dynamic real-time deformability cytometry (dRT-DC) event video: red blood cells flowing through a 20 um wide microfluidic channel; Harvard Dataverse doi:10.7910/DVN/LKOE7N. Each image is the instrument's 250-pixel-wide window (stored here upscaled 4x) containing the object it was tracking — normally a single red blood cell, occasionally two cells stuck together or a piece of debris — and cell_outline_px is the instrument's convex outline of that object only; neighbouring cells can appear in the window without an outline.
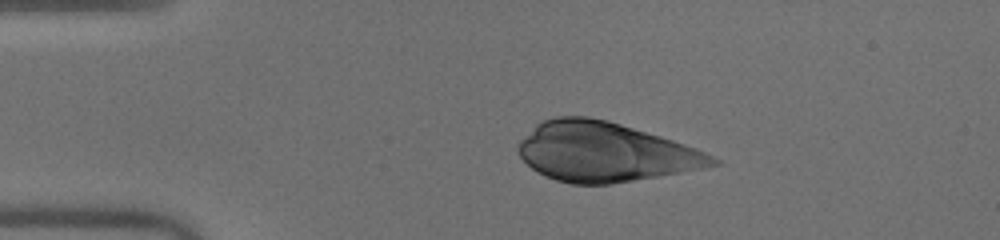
{"species": "human", "species_latin": "Homo sapiens", "temperature_condition": "warm", "stored_images_in_passage": 37, "camera_frame_rate_fps": 3000, "um_per_image_px": 0.085, "donor": {"sex": "male"}, "frame": {"image": 1, "passage_image": 6, "time_ms": 1.667, "image_size_px": [1000, 240], "cell_outline_px": [[724, 164], [680, 172], [612, 184], [572, 184], [556, 180], [532, 168], [520, 156], [516, 148], [520, 140], [536, 124], [544, 120], [556, 116], [588, 116], [608, 120], [660, 136], [696, 148], [720, 160]], "centroid_in_image_um": [51.4, 12.91], "position_along_channel_um": 33.6, "area_um2": 66.7}}